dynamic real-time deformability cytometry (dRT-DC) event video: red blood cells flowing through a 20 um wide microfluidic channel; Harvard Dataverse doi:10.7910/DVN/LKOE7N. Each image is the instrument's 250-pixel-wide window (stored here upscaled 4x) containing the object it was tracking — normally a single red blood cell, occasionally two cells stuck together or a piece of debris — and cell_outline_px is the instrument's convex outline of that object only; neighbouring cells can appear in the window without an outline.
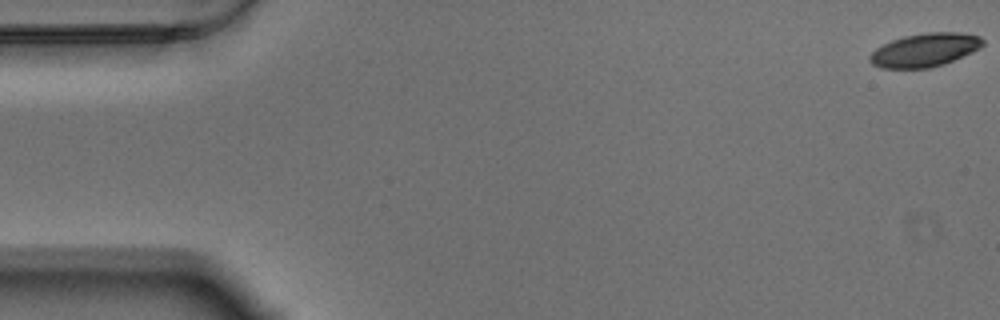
{"species": "Egyptian fruit bat (a non-hibernating species)", "species_latin": "Rousettus aegyptiacus", "temperature_condition": "warm", "stored_images_in_passage": 58, "camera_frame_rate_fps": 3000, "um_per_image_px": 0.085, "animal": {"sex": "male"}, "frame": {"image": 1, "passage_image": 1, "time_ms": 0.0, "image_size_px": [1000, 320], "cell_outline_px": [[984, 44], [980, 48], [972, 52], [944, 64], [928, 68], [880, 68], [872, 64], [868, 60], [868, 56], [876, 48], [892, 40], [904, 36], [928, 32], [960, 32], [980, 36], [984, 40]], "centroid_in_image_um": [78.61, 4.25], "position_along_channel_um": 6.4, "area_um2": 22.08}}
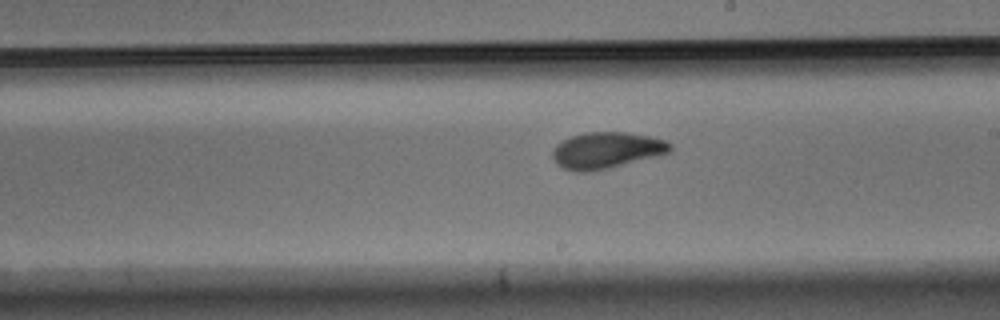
{"frame": {"image": 2, "passage_image": 33, "time_ms": 10.667, "image_size_px": [1000, 320], "cell_outline_px": [[672, 148], [668, 152], [656, 156], [608, 168], [588, 172], [576, 172], [564, 168], [556, 164], [552, 156], [552, 152], [556, 144], [572, 136], [584, 132], [624, 132], [648, 136], [664, 140], [672, 144]], "centroid_in_image_um": [51.51, 12.78], "position_along_channel_um": 237.5, "area_um2": 24.68}}
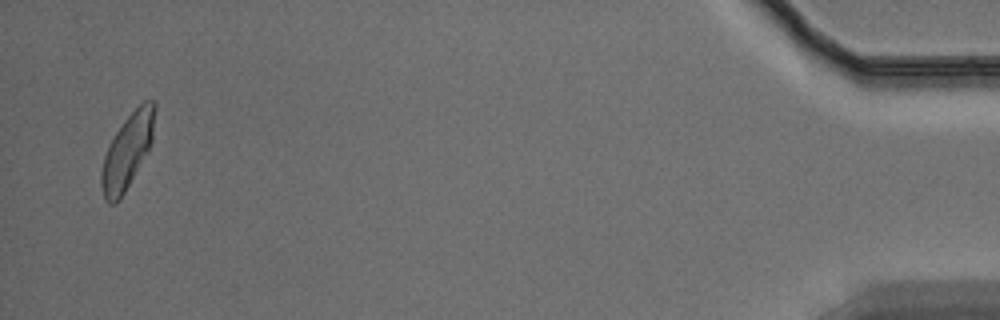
{"frame": {"image": 3, "passage_image": 57, "time_ms": 18.667, "image_size_px": [1000, 320], "cell_outline_px": [[156, 108], [152, 144], [120, 200], [116, 204], [108, 204], [104, 200], [100, 184], [100, 172], [104, 156], [108, 144], [124, 120], [144, 100], [156, 100]], "centroid_in_image_um": [10.82, 12.87], "position_along_channel_um": 424.4, "area_um2": 23.52}, "authors_computed_cell_mechanics": {"area_um2": 23.5535, "velocity_mm_per_s": 3.4466, "shape_relaxation_time_tau1_ms": 3.608, "shape_relaxation_time_tau2_ms": 1.6047, "deformation_change_tau1": 0.1559, "deformation_change_tau2": 0.0636}}